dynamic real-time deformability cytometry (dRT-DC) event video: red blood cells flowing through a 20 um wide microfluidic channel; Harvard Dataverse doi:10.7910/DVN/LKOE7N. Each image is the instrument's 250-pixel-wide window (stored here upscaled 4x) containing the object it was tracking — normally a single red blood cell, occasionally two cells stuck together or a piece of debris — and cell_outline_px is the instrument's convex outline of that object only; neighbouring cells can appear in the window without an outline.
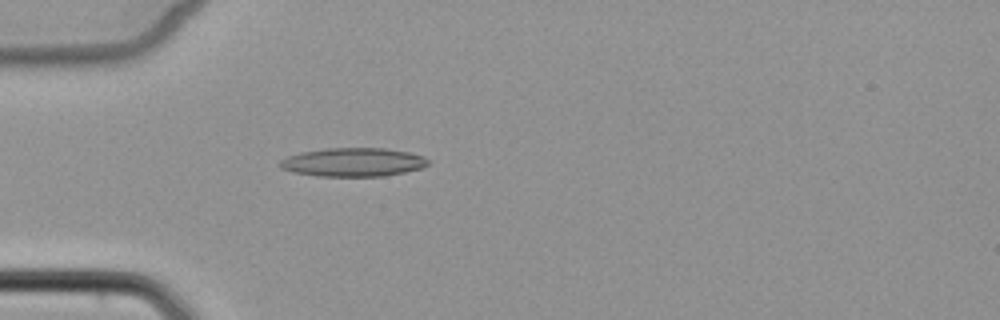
{"species": "common noctule bat (a hibernating species)", "species_latin": "Nyctalus noctula", "temperature_condition": "cold", "stored_images_in_passage": 5, "camera_frame_rate_fps": 3000, "um_per_image_px": 0.085, "animal": {"sex": "female", "body_mass_g": 22.7, "forearm_length_mm": 54.2}, "frame": {"image": 1, "passage_image": 5, "time_ms": 6.0, "image_size_px": [1000, 320], "cell_outline_px": [[428, 164], [420, 168], [404, 172], [384, 176], [316, 176], [292, 172], [280, 168], [280, 160], [288, 156], [300, 152], [328, 148], [384, 148], [408, 152], [424, 156], [428, 160]], "centroid_in_image_um": [29.99, 13.78], "position_along_channel_um": 55.0, "area_um2": 24.68}}